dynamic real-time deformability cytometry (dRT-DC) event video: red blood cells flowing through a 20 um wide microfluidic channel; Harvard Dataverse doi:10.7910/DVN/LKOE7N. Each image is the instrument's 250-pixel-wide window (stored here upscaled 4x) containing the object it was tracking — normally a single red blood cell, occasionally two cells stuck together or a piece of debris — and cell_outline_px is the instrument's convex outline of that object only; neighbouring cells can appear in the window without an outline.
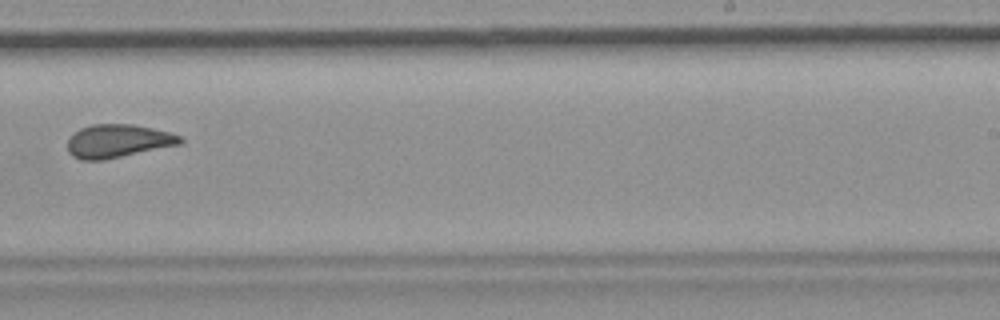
{"species": "common noctule bat (a hibernating species)", "species_latin": "Nyctalus noctula", "temperature_condition": "room temperature", "stored_images_in_passage": 9, "camera_frame_rate_fps": 3000, "um_per_image_px": 0.085, "animal": {"sex": "female", "body_mass_g": 19.9}, "frame": {"image": 1, "passage_image": 8, "time_ms": 2.333, "image_size_px": [1000, 320], "cell_outline_px": [[184, 140], [180, 144], [104, 160], [80, 160], [72, 156], [68, 152], [68, 140], [80, 128], [92, 124], [132, 124], [172, 132], [180, 136]], "centroid_in_image_um": [10.03, 11.99], "position_along_channel_um": 279.0, "area_um2": 21.79}}
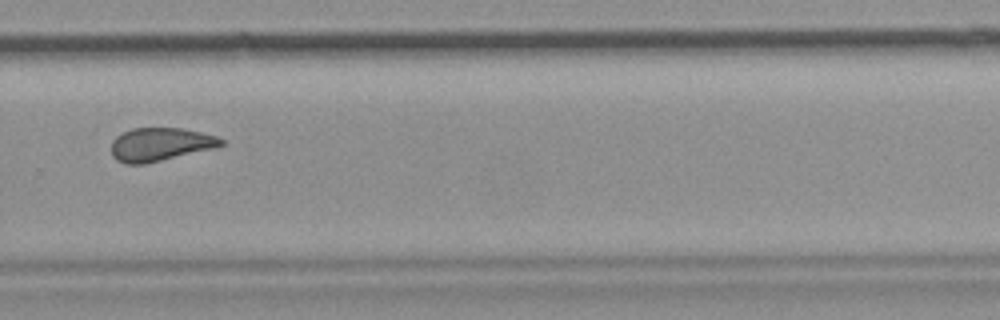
{"frame": {"image": 2, "passage_image": 9, "time_ms": 2.667, "image_size_px": [1000, 320], "cell_outline_px": [[224, 144], [216, 148], [144, 164], [124, 164], [116, 160], [112, 156], [112, 140], [116, 136], [132, 128], [184, 128], [216, 136], [224, 140]], "centroid_in_image_um": [13.62, 12.27], "position_along_channel_um": 316.2, "area_um2": 21.39}}